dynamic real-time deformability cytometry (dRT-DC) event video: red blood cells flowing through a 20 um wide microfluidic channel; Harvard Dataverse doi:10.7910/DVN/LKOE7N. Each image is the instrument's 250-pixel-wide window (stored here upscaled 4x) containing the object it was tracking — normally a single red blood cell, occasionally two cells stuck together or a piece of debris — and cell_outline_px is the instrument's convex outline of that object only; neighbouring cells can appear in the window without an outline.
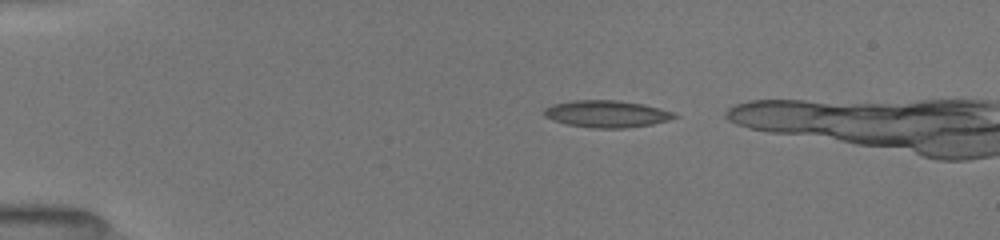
{"species": "common noctule bat (a hibernating species)", "species_latin": "Nyctalus noctula", "temperature_condition": "room temperature", "stored_images_in_passage": 13, "camera_frame_rate_fps": 3000, "um_per_image_px": 0.085, "animal": {"sex": "female", "body_mass_g": 19.5, "forearm_length_mm": 54.1}, "frame": {"image": 1, "passage_image": 1, "time_ms": 0.0, "image_size_px": [1000, 240], "cell_outline_px": [[680, 116], [668, 120], [652, 124], [624, 128], [588, 128], [568, 124], [552, 120], [544, 116], [544, 108], [552, 104], [572, 100], [616, 100], [644, 104], [676, 112]], "centroid_in_image_um": [51.58, 9.68], "position_along_channel_um": 33.4, "area_um2": 20.69}}
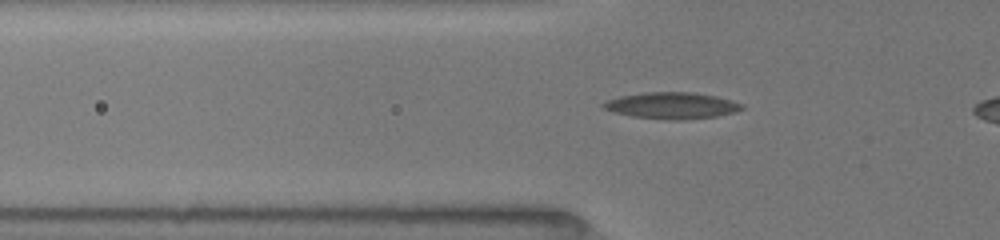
{"frame": {"image": 2, "passage_image": 9, "time_ms": 2.333, "image_size_px": [1000, 240], "cell_outline_px": [[744, 108], [732, 112], [716, 116], [684, 120], [676, 120], [632, 116], [616, 112], [604, 108], [600, 104], [608, 100], [620, 96], [644, 92], [692, 92], [716, 96], [744, 104]], "centroid_in_image_um": [57.11, 8.96], "position_along_channel_um": 68.7, "area_um2": 21.1}}